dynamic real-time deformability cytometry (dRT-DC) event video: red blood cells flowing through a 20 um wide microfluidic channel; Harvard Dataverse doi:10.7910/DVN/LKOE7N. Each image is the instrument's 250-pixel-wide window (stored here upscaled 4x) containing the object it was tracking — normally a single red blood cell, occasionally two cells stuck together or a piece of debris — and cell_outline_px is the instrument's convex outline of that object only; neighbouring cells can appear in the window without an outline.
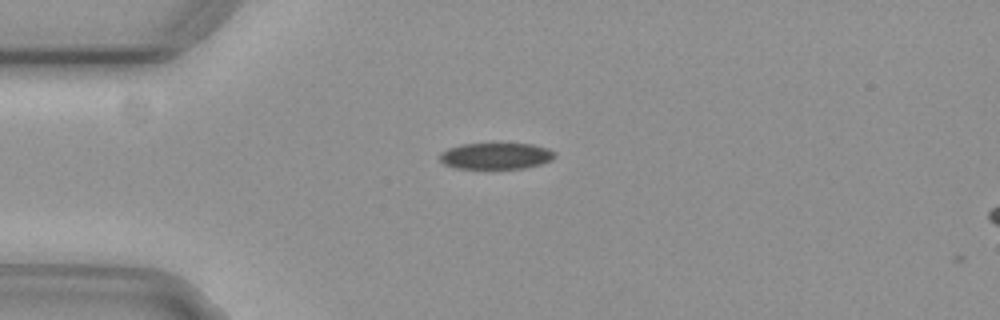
{"species": "common noctule bat (a hibernating species)", "species_latin": "Nyctalus noctula", "temperature_condition": "cold", "stored_images_in_passage": 2, "camera_frame_rate_fps": 3000, "um_per_image_px": 0.085, "animal": {"sex": "female", "body_mass_g": 29.2, "forearm_length_mm": 56.3}, "frame": {"image": 1, "passage_image": 1, "time_ms": 0.0, "image_size_px": [1000, 320], "cell_outline_px": [[556, 156], [552, 160], [540, 164], [524, 168], [456, 168], [444, 164], [440, 160], [440, 156], [448, 148], [464, 144], [532, 144], [548, 148], [556, 152]], "centroid_in_image_um": [42.21, 13.26], "position_along_channel_um": 42.8, "area_um2": 17.46}}